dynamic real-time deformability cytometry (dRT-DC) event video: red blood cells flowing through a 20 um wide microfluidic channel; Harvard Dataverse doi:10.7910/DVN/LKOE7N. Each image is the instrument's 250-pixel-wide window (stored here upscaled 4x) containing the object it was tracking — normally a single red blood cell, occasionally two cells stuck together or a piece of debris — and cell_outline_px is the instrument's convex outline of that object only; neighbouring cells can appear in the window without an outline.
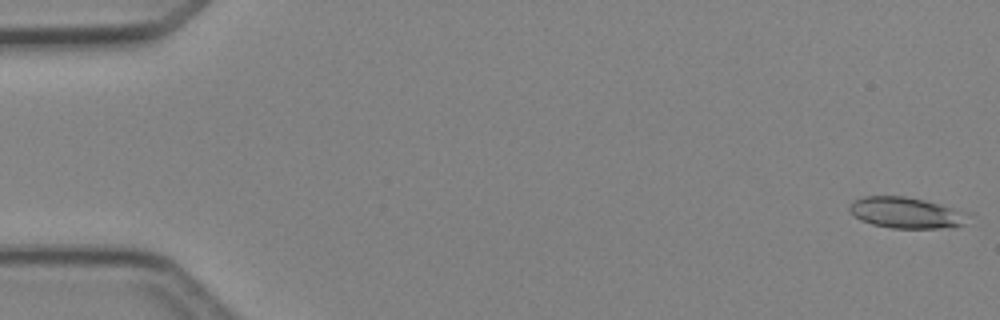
{"species": "Egyptian fruit bat (a non-hibernating species)", "species_latin": "Rousettus aegyptiacus", "temperature_condition": "cold", "stored_images_in_passage": 48, "camera_frame_rate_fps": 3000, "um_per_image_px": 0.085, "animal": {"sex": "female"}, "frame": {"image": 1, "passage_image": 1, "time_ms": 0.0, "image_size_px": [1000, 320], "cell_outline_px": [[976, 212], [964, 224], [956, 228], [892, 228], [872, 224], [860, 220], [848, 212], [848, 208], [852, 200], [864, 196], [904, 196], [924, 200]], "centroid_in_image_um": [77.13, 18.08], "position_along_channel_um": 7.9, "area_um2": 22.31}}
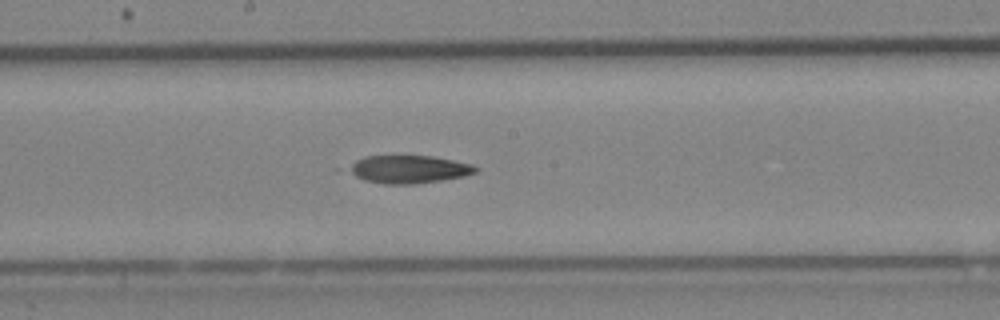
{"frame": {"image": 2, "passage_image": 26, "time_ms": 8.333, "image_size_px": [1000, 320], "cell_outline_px": [[480, 168], [476, 172], [464, 176], [444, 180], [416, 184], [384, 184], [364, 180], [348, 172], [344, 168], [356, 160], [364, 156], [432, 156], [472, 164]], "centroid_in_image_um": [34.72, 14.39], "position_along_channel_um": 213.5, "area_um2": 20.81}}
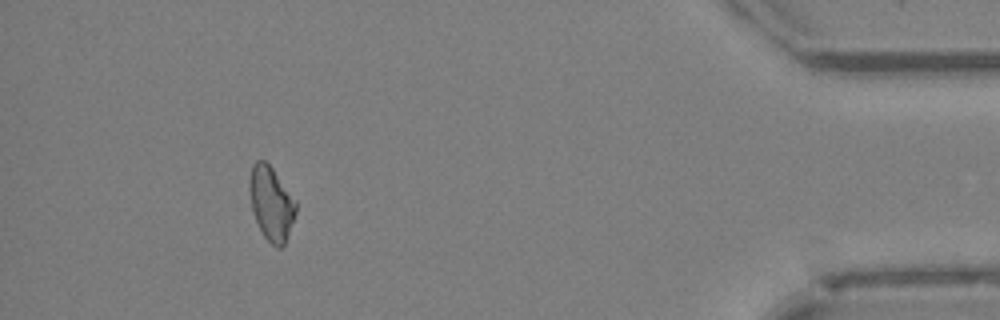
{"frame": {"image": 3, "passage_image": 44, "time_ms": 14.333, "image_size_px": [1000, 320], "cell_outline_px": [[296, 212], [284, 244], [280, 248], [276, 248], [264, 236], [252, 212], [248, 188], [248, 184], [252, 164], [256, 160], [264, 160], [272, 168], [296, 200]], "centroid_in_image_um": [23.03, 17.26], "position_along_channel_um": 412.2, "area_um2": 19.88}}